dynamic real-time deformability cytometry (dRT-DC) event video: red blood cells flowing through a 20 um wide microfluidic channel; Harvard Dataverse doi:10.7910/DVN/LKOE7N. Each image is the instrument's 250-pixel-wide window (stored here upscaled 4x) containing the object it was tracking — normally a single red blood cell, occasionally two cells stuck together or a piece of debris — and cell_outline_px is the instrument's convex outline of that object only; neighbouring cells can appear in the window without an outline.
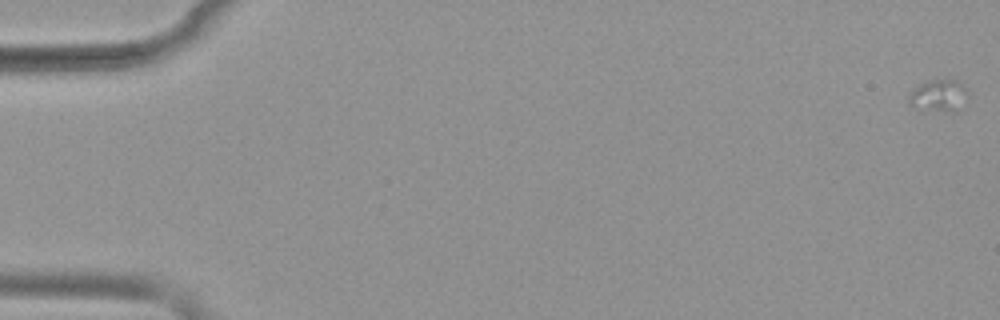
{"species": "common noctule bat (a hibernating species)", "species_latin": "Nyctalus noctula", "temperature_condition": "warm", "stored_images_in_passage": 10, "camera_frame_rate_fps": 3000, "um_per_image_px": 0.085, "animal": {"sex": "female", "body_mass_g": 19.9}, "frame": {"image": 1, "passage_image": 1, "time_ms": 0.0, "image_size_px": [1000, 320], "cell_outline_px": [[972, 92], [956, 112], [948, 112], [912, 108], [908, 104], [908, 96], [920, 84], [928, 80], [948, 76], [956, 80], [968, 88]], "centroid_in_image_um": [79.85, 8.09], "position_along_channel_um": 5.2, "area_um2": 11.73}}